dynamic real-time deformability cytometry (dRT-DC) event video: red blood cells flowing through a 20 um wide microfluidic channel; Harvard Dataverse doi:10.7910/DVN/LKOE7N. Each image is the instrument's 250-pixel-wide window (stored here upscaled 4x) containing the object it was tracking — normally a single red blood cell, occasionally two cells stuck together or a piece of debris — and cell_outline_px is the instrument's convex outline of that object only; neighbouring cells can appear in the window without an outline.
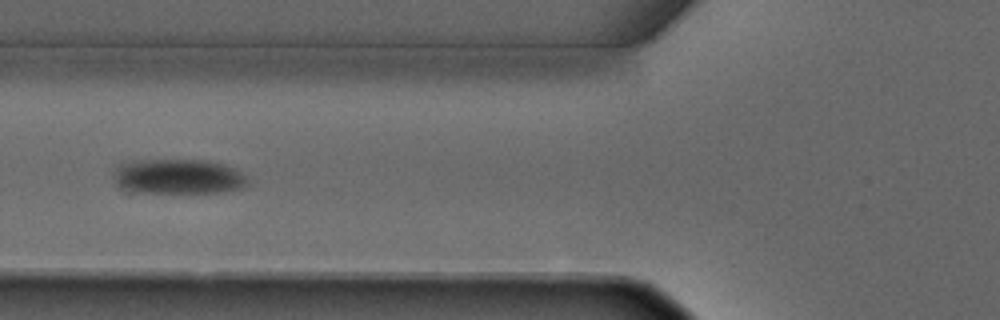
{"species": "common noctule bat (a hibernating species)", "species_latin": "Nyctalus noctula", "temperature_condition": "warm", "stored_images_in_passage": 5, "camera_frame_rate_fps": 3000, "um_per_image_px": 0.085, "animal": {"sex": "male", "forearm_length_mm": 52.5}, "frame": {"image": 1, "passage_image": 5, "time_ms": 5.333, "image_size_px": [1000, 320], "cell_outline_px": [[252, 180], [244, 188], [224, 192], [140, 192], [116, 184], [112, 176], [112, 168], [120, 160], [208, 160], [224, 164], [236, 168]], "centroid_in_image_um": [15.16, 14.97], "position_along_channel_um": 110.6, "area_um2": 27.98}}